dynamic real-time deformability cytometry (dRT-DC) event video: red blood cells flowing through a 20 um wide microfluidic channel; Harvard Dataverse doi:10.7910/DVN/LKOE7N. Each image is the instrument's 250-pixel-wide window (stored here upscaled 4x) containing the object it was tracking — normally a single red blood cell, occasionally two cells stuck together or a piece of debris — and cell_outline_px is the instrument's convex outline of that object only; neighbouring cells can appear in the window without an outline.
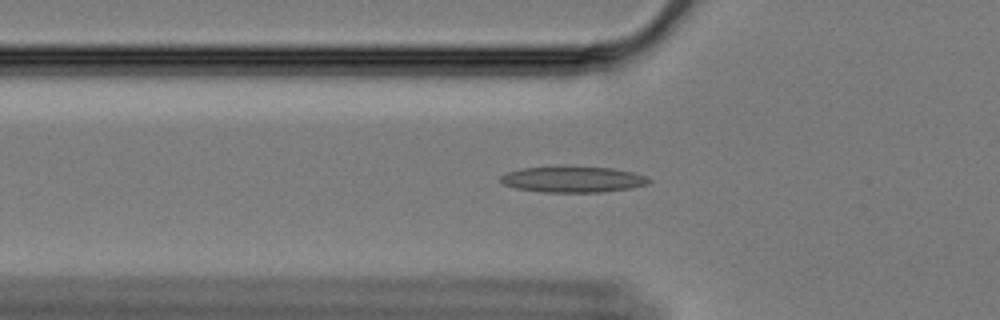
{"species": "Egyptian fruit bat (a non-hibernating species)", "species_latin": "Rousettus aegyptiacus", "temperature_condition": "cold", "stored_images_in_passage": 51, "camera_frame_rate_fps": 3000, "um_per_image_px": 0.085, "animal": {"sex": "female"}, "frame": {"image": 1, "passage_image": 11, "time_ms": 3.333, "image_size_px": [1000, 320], "cell_outline_px": [[652, 180], [648, 184], [632, 188], [604, 192], [540, 192], [516, 188], [504, 184], [500, 180], [500, 176], [508, 172], [524, 168], [612, 168], [632, 172], [644, 176]], "centroid_in_image_um": [48.73, 15.28], "position_along_channel_um": 77.1, "area_um2": 21.85}}
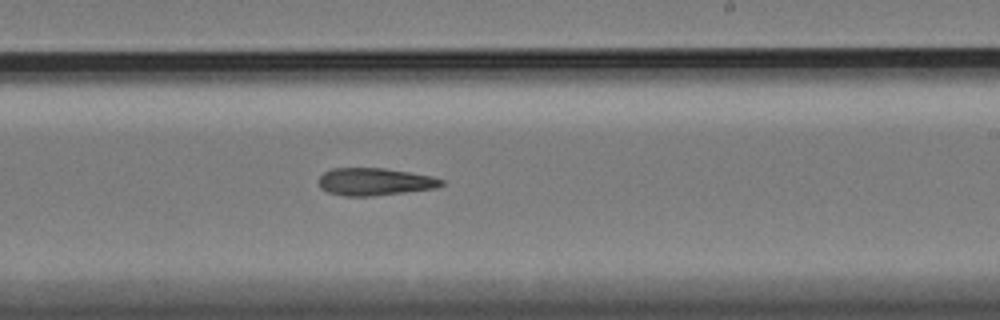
{"frame": {"image": 2, "passage_image": 27, "time_ms": 8.667, "image_size_px": [1000, 320], "cell_outline_px": [[444, 184], [436, 188], [372, 196], [344, 196], [328, 192], [320, 188], [320, 176], [324, 172], [332, 168], [384, 168], [432, 176], [444, 180]], "centroid_in_image_um": [31.85, 15.44], "position_along_channel_um": 257.1, "area_um2": 19.54}}
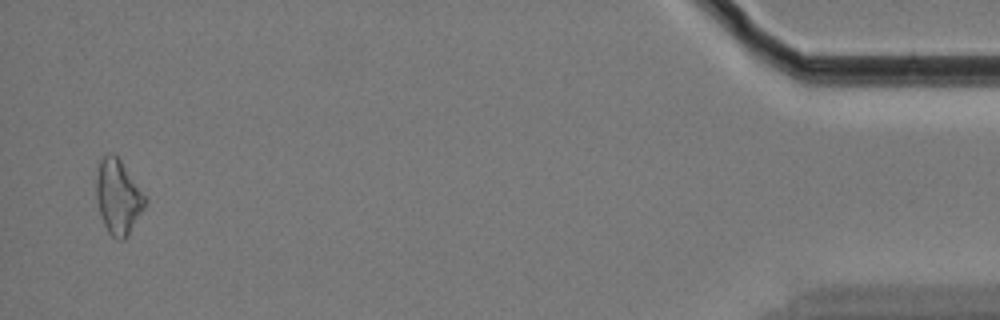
{"frame": {"image": 3, "passage_image": 49, "time_ms": 16.0, "image_size_px": [1000, 320], "cell_outline_px": [[144, 208], [128, 236], [124, 240], [116, 240], [108, 232], [100, 216], [96, 200], [96, 176], [100, 160], [108, 152], [112, 152], [120, 160], [144, 196]], "centroid_in_image_um": [9.99, 16.77], "position_along_channel_um": 425.2, "area_um2": 20.87}}